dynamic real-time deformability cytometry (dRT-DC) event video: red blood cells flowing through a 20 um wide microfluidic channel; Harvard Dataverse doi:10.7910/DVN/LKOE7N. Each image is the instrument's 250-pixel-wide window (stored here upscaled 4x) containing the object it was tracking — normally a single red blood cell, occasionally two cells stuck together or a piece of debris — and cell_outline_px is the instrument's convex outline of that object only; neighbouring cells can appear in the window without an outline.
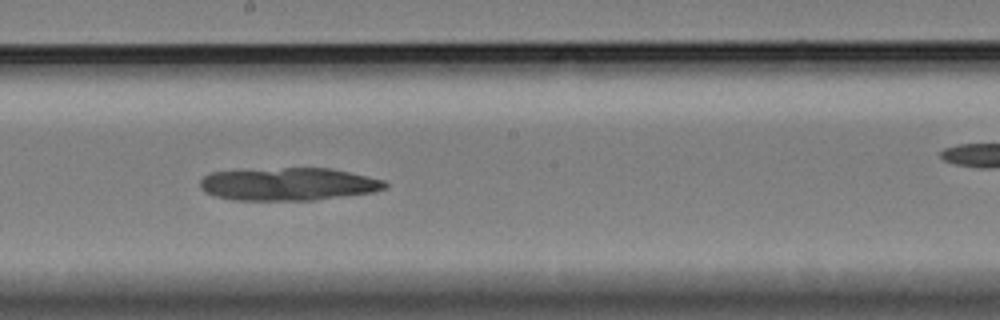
{"species": "Egyptian fruit bat (a non-hibernating species)", "species_latin": "Rousettus aegyptiacus", "temperature_condition": "cold", "stored_images_in_passage": 42, "camera_frame_rate_fps": 3000, "um_per_image_px": 0.085, "animal": {"sex": "female"}, "frame": {"image": 1, "passage_image": 24, "time_ms": 7.667, "image_size_px": [1000, 320], "cell_outline_px": [[388, 188], [372, 192], [316, 200], [232, 200], [216, 196], [204, 192], [200, 188], [200, 180], [204, 176], [212, 172], [284, 168], [332, 168], [368, 176], [384, 180], [388, 184]], "centroid_in_image_um": [24.54, 15.65], "position_along_channel_um": 223.7, "area_um2": 35.37}}
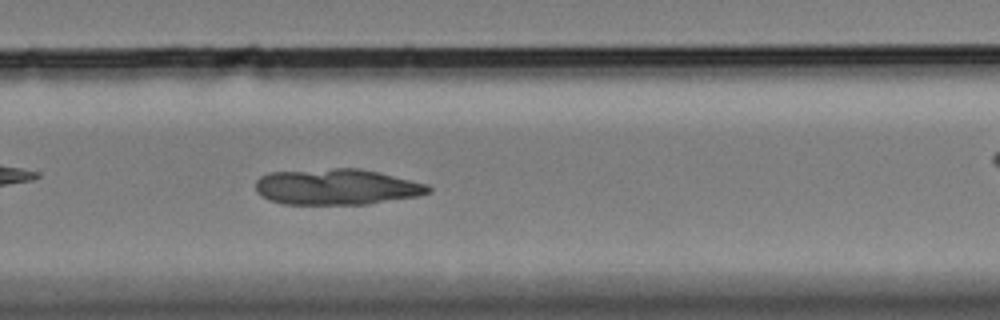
{"frame": {"image": 2, "passage_image": 31, "time_ms": 10.0, "image_size_px": [1000, 320], "cell_outline_px": [[432, 192], [420, 196], [368, 204], [280, 204], [268, 200], [260, 196], [256, 192], [256, 180], [260, 176], [268, 172], [336, 168], [360, 168], [428, 184], [432, 188]], "centroid_in_image_um": [28.6, 15.89], "position_along_channel_um": 301.2, "area_um2": 36.53}}
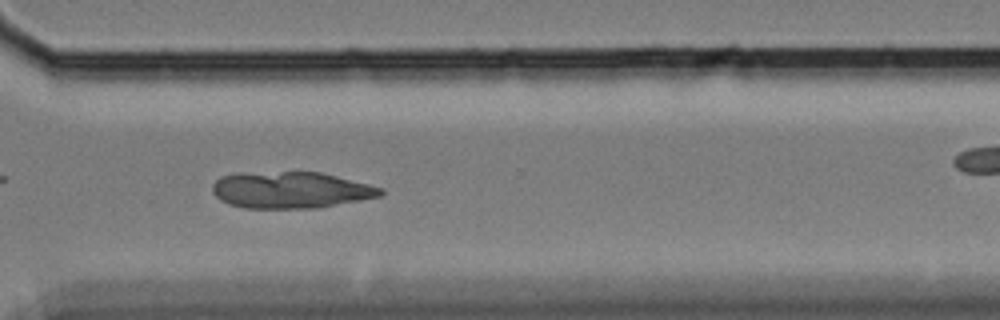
{"frame": {"image": 3, "passage_image": 35, "time_ms": 11.333, "image_size_px": [1000, 320], "cell_outline_px": [[384, 192], [380, 196], [316, 208], [244, 208], [228, 204], [220, 200], [212, 192], [212, 184], [220, 176], [236, 172], [320, 172], [384, 188]], "centroid_in_image_um": [24.65, 16.14], "position_along_channel_um": 346.0, "area_um2": 35.89}}